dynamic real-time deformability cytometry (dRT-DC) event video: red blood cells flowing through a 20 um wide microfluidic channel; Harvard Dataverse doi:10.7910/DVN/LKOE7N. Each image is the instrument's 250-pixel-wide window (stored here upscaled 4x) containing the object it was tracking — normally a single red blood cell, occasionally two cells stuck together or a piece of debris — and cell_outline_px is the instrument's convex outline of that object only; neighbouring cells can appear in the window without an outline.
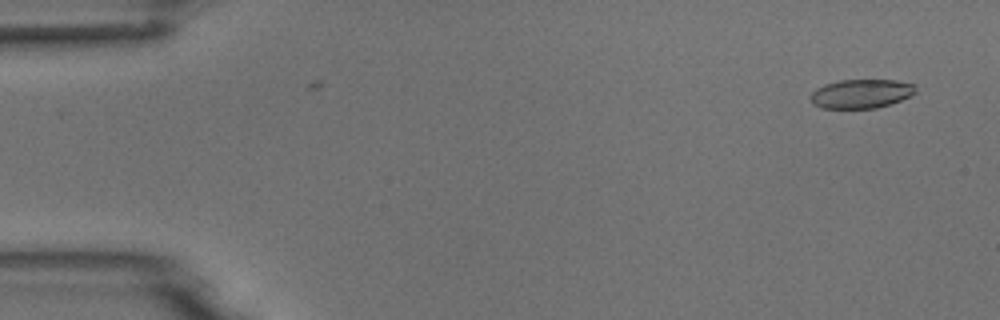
{"species": "common noctule bat (a hibernating species)", "species_latin": "Nyctalus noctula", "temperature_condition": "room temperature", "stored_images_in_passage": 8, "camera_frame_rate_fps": 3000, "um_per_image_px": 0.085, "animal": {"sex": "male", "body_mass_g": 18.8}, "frame": {"image": 1, "passage_image": 1, "time_ms": 0.0, "image_size_px": [1000, 320], "cell_outline_px": [[916, 92], [900, 100], [876, 108], [820, 108], [812, 104], [812, 92], [816, 88], [824, 84], [840, 80], [896, 80], [916, 84]], "centroid_in_image_um": [73.19, 7.96], "position_along_channel_um": 11.8, "area_um2": 17.69}}
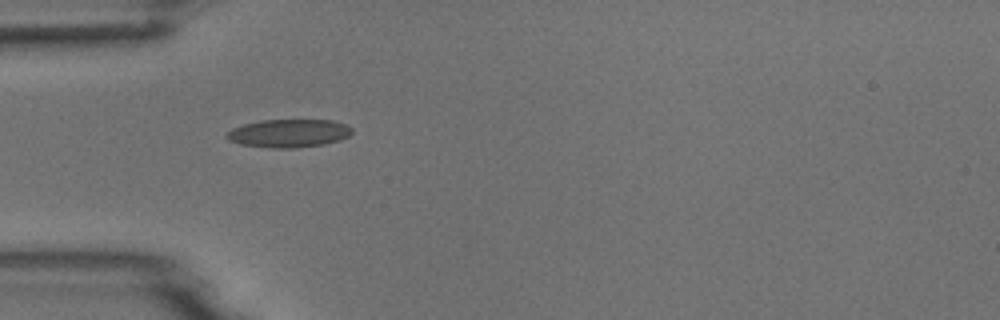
{"frame": {"image": 2, "passage_image": 4, "time_ms": 4.333, "image_size_px": [1000, 320], "cell_outline_px": [[352, 132], [348, 136], [340, 140], [324, 144], [296, 148], [268, 148], [240, 144], [228, 140], [224, 136], [232, 128], [244, 124], [260, 120], [332, 120], [344, 124], [352, 128]], "centroid_in_image_um": [24.52, 11.33], "position_along_channel_um": 60.5, "area_um2": 20.63}}